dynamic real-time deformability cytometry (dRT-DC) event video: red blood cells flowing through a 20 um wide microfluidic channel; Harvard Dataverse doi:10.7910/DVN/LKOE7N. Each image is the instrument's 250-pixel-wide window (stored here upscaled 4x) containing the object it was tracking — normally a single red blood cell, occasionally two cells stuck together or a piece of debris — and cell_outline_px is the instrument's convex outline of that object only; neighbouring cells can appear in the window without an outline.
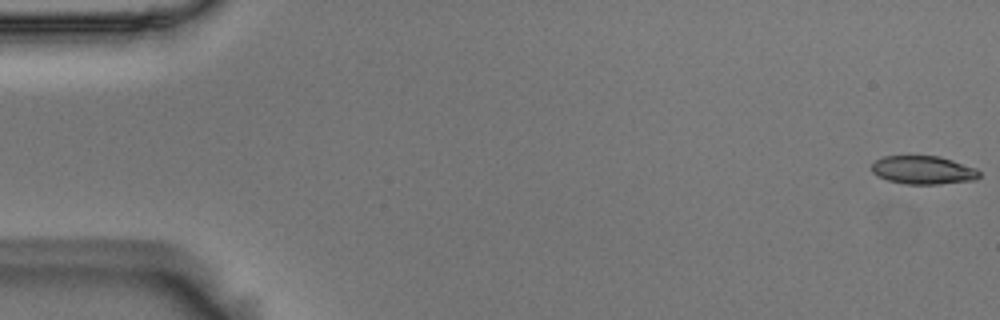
{"species": "Egyptian fruit bat (a non-hibernating species)", "species_latin": "Rousettus aegyptiacus", "temperature_condition": "room temperature", "stored_images_in_passage": 4, "camera_frame_rate_fps": 3000, "um_per_image_px": 0.085, "animal": {"sex": "male"}, "frame": {"image": 1, "passage_image": 1, "time_ms": 0.0, "image_size_px": [1000, 320], "cell_outline_px": [[980, 176], [976, 180], [940, 184], [904, 184], [888, 180], [876, 176], [872, 172], [872, 164], [876, 160], [884, 156], [940, 156], [976, 168], [980, 172]], "centroid_in_image_um": [78.48, 14.46], "position_along_channel_um": 6.5, "area_um2": 17.86}}